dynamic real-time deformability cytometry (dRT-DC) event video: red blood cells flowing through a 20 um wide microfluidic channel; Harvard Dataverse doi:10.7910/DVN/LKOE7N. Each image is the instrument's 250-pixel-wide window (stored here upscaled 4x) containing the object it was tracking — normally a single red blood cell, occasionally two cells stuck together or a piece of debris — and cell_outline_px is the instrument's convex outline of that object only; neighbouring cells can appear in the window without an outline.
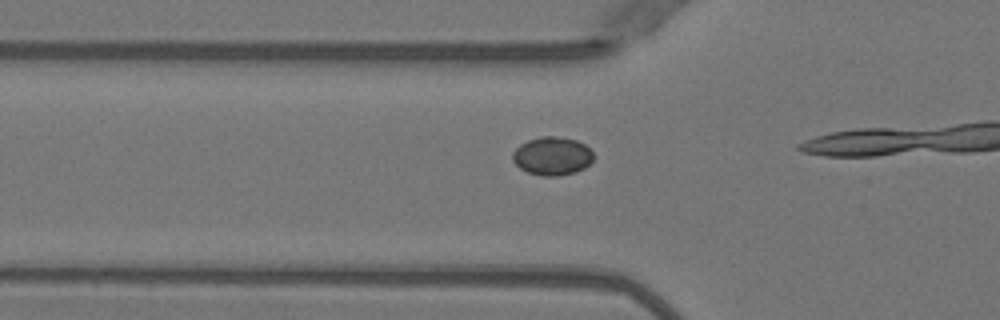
{"species": "Egyptian fruit bat (a non-hibernating species)", "species_latin": "Rousettus aegyptiacus", "temperature_condition": "warm", "stored_images_in_passage": 6, "camera_frame_rate_fps": 3000, "um_per_image_px": 0.085, "animal": {"sex": "female"}, "frame": {"image": 1, "passage_image": 4, "time_ms": 1.0, "image_size_px": [1000, 320], "cell_outline_px": [[592, 160], [584, 168], [576, 172], [556, 176], [540, 176], [528, 172], [520, 168], [512, 160], [512, 152], [520, 144], [528, 140], [540, 136], [552, 136], [576, 140], [584, 144], [592, 152]], "centroid_in_image_um": [46.9, 13.27], "position_along_channel_um": 78.9, "area_um2": 17.98}}